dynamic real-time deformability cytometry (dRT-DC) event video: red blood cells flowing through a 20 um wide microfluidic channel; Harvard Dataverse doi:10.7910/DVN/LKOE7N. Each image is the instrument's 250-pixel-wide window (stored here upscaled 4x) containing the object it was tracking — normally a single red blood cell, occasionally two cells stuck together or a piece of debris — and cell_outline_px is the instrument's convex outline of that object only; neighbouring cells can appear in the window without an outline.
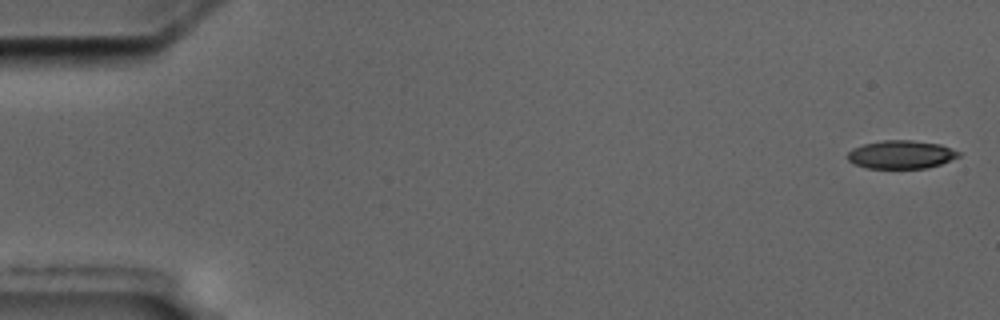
{"species": "common noctule bat (a hibernating species)", "species_latin": "Nyctalus noctula", "temperature_condition": "cold", "stored_images_in_passage": 5, "camera_frame_rate_fps": 3000, "um_per_image_px": 0.085, "animal": {"sex": "male", "body_mass_g": 17.5, "forearm_length_mm": 52.3}, "frame": {"image": 1, "passage_image": 1, "time_ms": 0.0, "image_size_px": [1000, 320], "cell_outline_px": [[960, 156], [940, 164], [928, 168], [864, 168], [852, 164], [848, 160], [848, 152], [852, 148], [864, 144], [884, 140], [912, 140], [940, 144], [960, 152]], "centroid_in_image_um": [76.57, 13.14], "position_along_channel_um": 8.4, "area_um2": 18.32}}
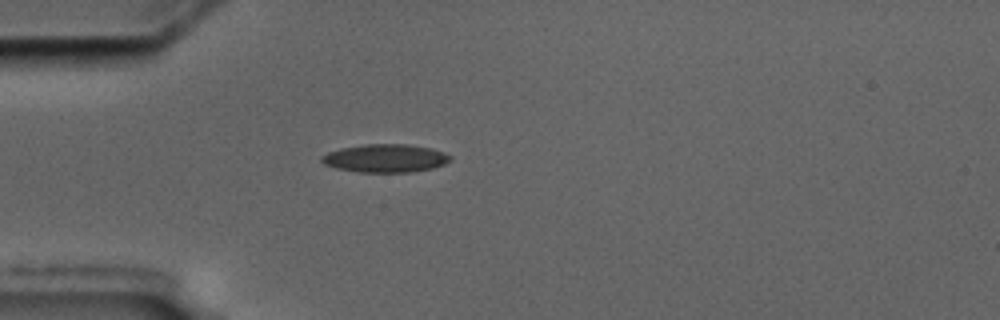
{"frame": {"image": 2, "passage_image": 5, "time_ms": 5.0, "image_size_px": [1000, 320], "cell_outline_px": [[452, 160], [444, 164], [432, 168], [412, 172], [360, 172], [336, 168], [324, 164], [320, 160], [320, 156], [328, 152], [340, 148], [364, 144], [404, 144], [432, 148], [444, 152], [452, 156]], "centroid_in_image_um": [32.75, 13.45], "position_along_channel_um": 52.2, "area_um2": 21.21}}